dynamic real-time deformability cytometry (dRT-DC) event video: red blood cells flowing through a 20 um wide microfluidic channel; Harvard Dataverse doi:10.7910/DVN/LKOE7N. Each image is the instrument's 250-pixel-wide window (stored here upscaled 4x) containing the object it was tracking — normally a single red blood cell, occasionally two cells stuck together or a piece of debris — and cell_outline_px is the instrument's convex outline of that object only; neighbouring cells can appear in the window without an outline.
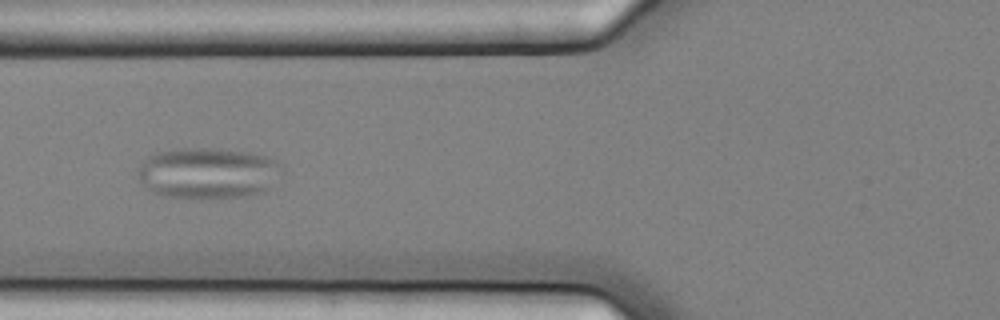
{"species": "common noctule bat (a hibernating species)", "species_latin": "Nyctalus noctula", "temperature_condition": "cold", "stored_images_in_passage": 7, "camera_frame_rate_fps": 3000, "um_per_image_px": 0.085, "animal": {"sex": "female", "body_mass_g": 25.1}, "frame": {"image": 1, "passage_image": 2, "time_ms": 0.333, "image_size_px": [1000, 320], "cell_outline_px": [[284, 172], [264, 192], [244, 196], [200, 200], [192, 200], [160, 196], [148, 188], [140, 180], [140, 164], [152, 152], [176, 148], [220, 148], [248, 152], [264, 156], [280, 164]], "centroid_in_image_um": [17.67, 14.73], "position_along_channel_um": 108.1, "area_um2": 43.64}}